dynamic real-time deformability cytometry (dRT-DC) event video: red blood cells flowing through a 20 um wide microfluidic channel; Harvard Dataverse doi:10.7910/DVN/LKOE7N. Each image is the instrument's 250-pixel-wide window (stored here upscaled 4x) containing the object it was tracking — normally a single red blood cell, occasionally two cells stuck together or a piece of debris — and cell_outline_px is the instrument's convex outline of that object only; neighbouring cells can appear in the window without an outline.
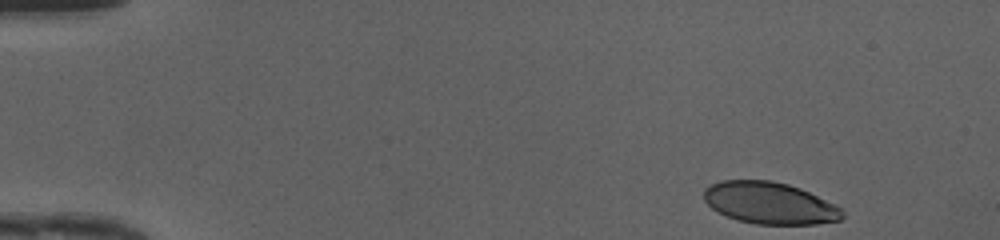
{"species": "human", "species_latin": "Homo sapiens", "temperature_condition": "cold", "stored_images_in_passage": 45, "camera_frame_rate_fps": 3000, "um_per_image_px": 0.085, "donor": {"sex": "female"}, "frame": {"image": 1, "passage_image": 1, "time_ms": 0.0, "image_size_px": [1000, 240], "cell_outline_px": [[844, 216], [840, 220], [816, 224], [756, 224], [736, 220], [712, 208], [704, 200], [704, 188], [720, 180], [772, 180], [788, 184], [800, 188], [836, 204], [844, 212]], "centroid_in_image_um": [65.44, 17.25], "position_along_channel_um": 19.6, "area_um2": 33.81}}
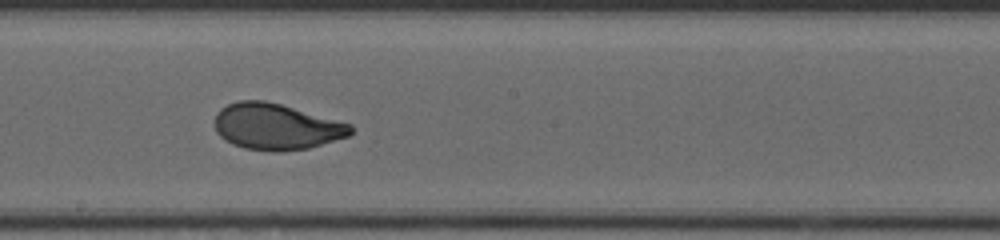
{"frame": {"image": 2, "passage_image": 24, "time_ms": 7.667, "image_size_px": [1000, 240], "cell_outline_px": [[352, 132], [348, 136], [308, 148], [276, 152], [244, 148], [232, 144], [224, 140], [216, 132], [216, 112], [220, 108], [228, 104], [240, 100], [264, 100], [280, 104], [352, 124]], "centroid_in_image_um": [23.45, 10.76], "position_along_channel_um": 224.7, "area_um2": 36.41}}
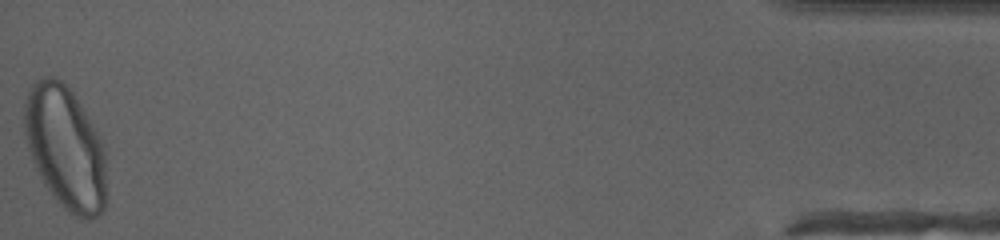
{"frame": {"image": 3, "passage_image": 45, "time_ms": 14.667, "image_size_px": [1000, 240], "cell_outline_px": [[104, 208], [92, 220], [80, 220], [68, 212], [52, 196], [44, 184], [32, 160], [28, 148], [24, 132], [24, 104], [28, 92], [32, 84], [40, 76], [52, 76], [60, 80], [72, 92], [92, 124], [100, 140], [104, 152]], "centroid_in_image_um": [5.51, 12.57], "position_along_channel_um": 429.7, "area_um2": 58.32}, "authors_computed_cell_mechanics": {"area_um2": 36.4718, "velocity_mm_per_s": 4.1811, "shape_relaxation_time_tau1_ms": 3.7704, "shape_relaxation_time_tau2_ms": null, "deformation_change_tau1": 0.1713, "deformation_change_tau2": null}}